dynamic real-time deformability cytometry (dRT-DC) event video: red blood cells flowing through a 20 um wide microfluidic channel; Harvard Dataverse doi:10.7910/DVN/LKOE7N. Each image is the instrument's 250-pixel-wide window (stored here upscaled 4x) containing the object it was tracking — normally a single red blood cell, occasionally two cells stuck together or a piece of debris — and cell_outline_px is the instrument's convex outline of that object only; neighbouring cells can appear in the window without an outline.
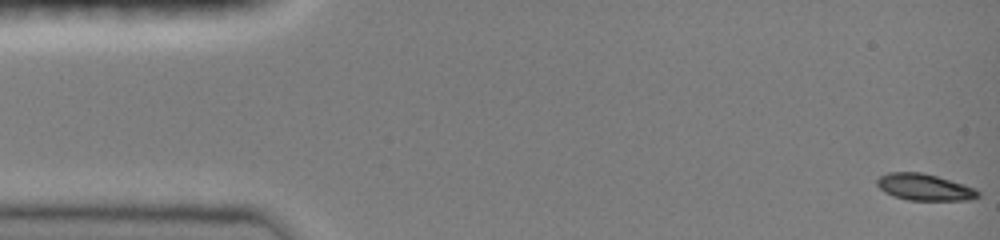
{"species": "common noctule bat (a hibernating species)", "species_latin": "Nyctalus noctula", "temperature_condition": "room temperature", "stored_images_in_passage": 5, "camera_frame_rate_fps": 3000, "um_per_image_px": 0.085, "animal": {"sex": "female", "body_mass_g": 19.0, "forearm_length_mm": 51.5}, "frame": {"image": 1, "passage_image": 1, "time_ms": 0.0, "image_size_px": [1000, 240], "cell_outline_px": [[980, 196], [968, 200], [908, 200], [884, 192], [876, 184], [876, 180], [880, 176], [888, 172], [920, 172], [936, 176], [972, 188], [980, 192]], "centroid_in_image_um": [78.53, 15.91], "position_along_channel_um": 6.5, "area_um2": 15.32}}
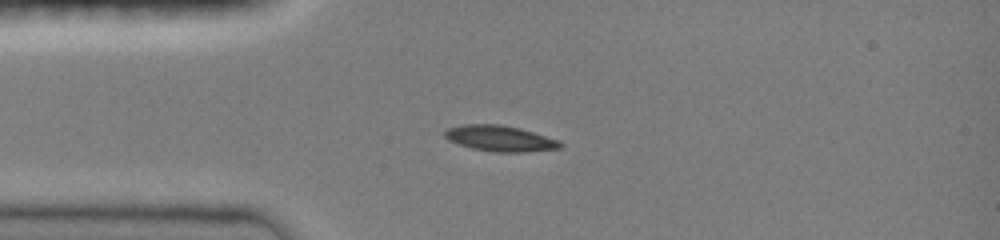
{"frame": {"image": 2, "passage_image": 5, "time_ms": 1.333, "image_size_px": [1000, 240], "cell_outline_px": [[564, 148], [524, 152], [496, 152], [472, 148], [448, 140], [444, 136], [444, 132], [448, 128], [464, 124], [500, 124], [520, 128], [560, 140], [564, 144]], "centroid_in_image_um": [42.56, 11.77], "position_along_channel_um": 42.4, "area_um2": 17.46}}